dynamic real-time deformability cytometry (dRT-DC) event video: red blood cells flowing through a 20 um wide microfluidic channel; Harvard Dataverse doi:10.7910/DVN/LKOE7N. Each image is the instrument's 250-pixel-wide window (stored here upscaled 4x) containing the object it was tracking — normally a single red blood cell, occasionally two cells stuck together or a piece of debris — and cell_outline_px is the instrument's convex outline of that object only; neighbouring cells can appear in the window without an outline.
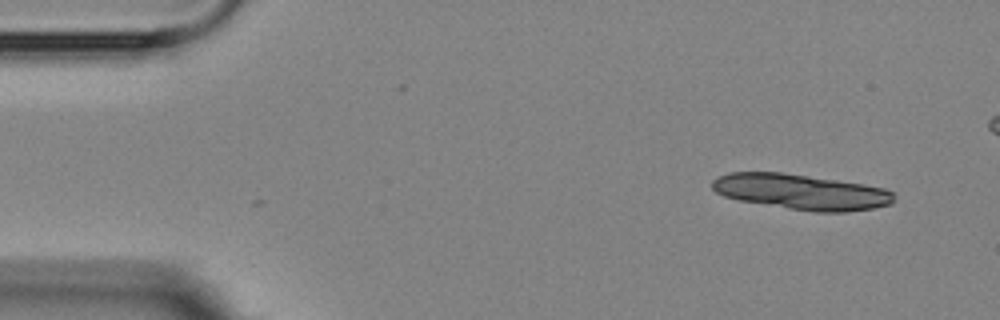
{"species": "Egyptian fruit bat (a non-hibernating species)", "species_latin": "Rousettus aegyptiacus", "temperature_condition": "room temperature", "stored_images_in_passage": 4, "camera_frame_rate_fps": 3000, "um_per_image_px": 0.085, "animal": {"sex": "female"}, "frame": {"image": 1, "passage_image": 4, "time_ms": 3.667, "image_size_px": [1000, 320], "cell_outline_px": [[896, 196], [892, 204], [872, 208], [848, 212], [812, 212], [740, 200], [724, 196], [716, 192], [712, 188], [712, 180], [716, 176], [728, 172], [780, 172], [864, 184], [884, 188], [892, 192]], "centroid_in_image_um": [68.1, 16.31], "position_along_channel_um": 16.9, "area_um2": 37.51}}